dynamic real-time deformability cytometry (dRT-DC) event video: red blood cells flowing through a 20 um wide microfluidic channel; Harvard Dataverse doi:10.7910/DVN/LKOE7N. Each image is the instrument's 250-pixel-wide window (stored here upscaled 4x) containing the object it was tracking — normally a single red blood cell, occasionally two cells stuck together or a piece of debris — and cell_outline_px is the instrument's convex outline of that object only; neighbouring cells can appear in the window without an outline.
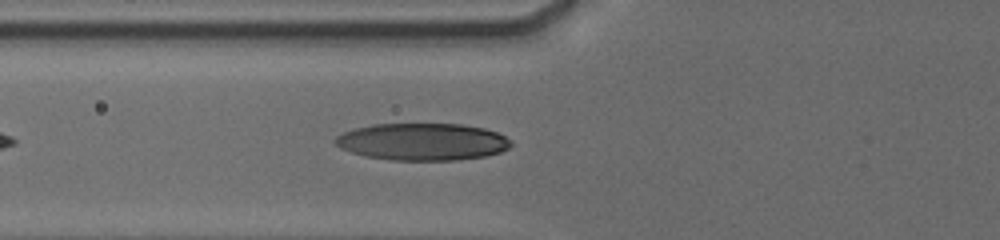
{"species": "human", "species_latin": "Homo sapiens", "temperature_condition": "cold", "stored_images_in_passage": 14, "camera_frame_rate_fps": 3000, "um_per_image_px": 0.085, "donor": {"sex": "male"}, "frame": {"image": 1, "passage_image": 7, "time_ms": 1.667, "image_size_px": [1000, 240], "cell_outline_px": [[512, 144], [508, 148], [500, 152], [484, 156], [456, 160], [392, 160], [364, 156], [340, 148], [332, 140], [336, 136], [344, 132], [356, 128], [372, 124], [460, 124], [484, 128], [496, 132], [504, 136]], "centroid_in_image_um": [35.87, 12.05], "position_along_channel_um": 89.9, "area_um2": 37.92}}
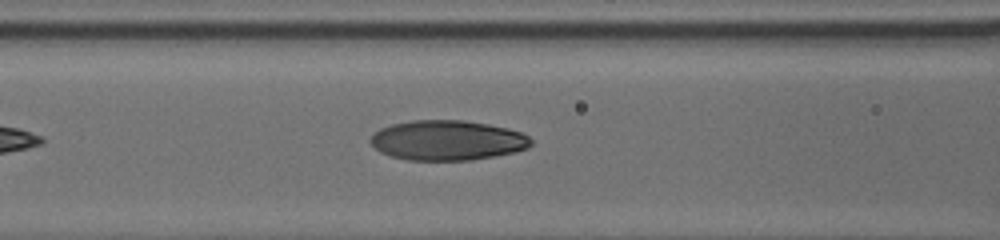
{"frame": {"image": 2, "passage_image": 11, "time_ms": 2.667, "image_size_px": [1000, 240], "cell_outline_px": [[532, 144], [528, 148], [512, 152], [492, 156], [468, 160], [408, 160], [392, 156], [380, 152], [368, 140], [380, 128], [392, 124], [412, 120], [464, 120], [488, 124], [508, 128], [520, 132], [528, 136], [532, 140]], "centroid_in_image_um": [38.02, 11.92], "position_along_channel_um": 128.6, "area_um2": 37.22}}
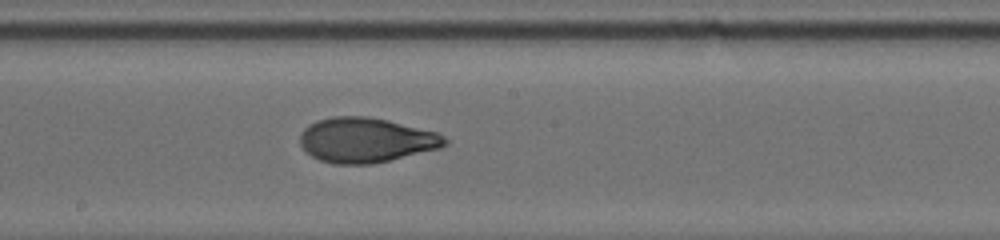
{"frame": {"image": 3, "passage_image": 14, "time_ms": 5.0, "image_size_px": [1000, 240], "cell_outline_px": [[448, 144], [440, 148], [372, 164], [332, 164], [320, 160], [312, 156], [300, 144], [300, 136], [304, 128], [308, 124], [316, 120], [332, 116], [368, 116], [388, 120], [436, 132], [444, 136], [448, 140]], "centroid_in_image_um": [31.1, 11.9], "position_along_channel_um": 217.1, "area_um2": 37.86}}